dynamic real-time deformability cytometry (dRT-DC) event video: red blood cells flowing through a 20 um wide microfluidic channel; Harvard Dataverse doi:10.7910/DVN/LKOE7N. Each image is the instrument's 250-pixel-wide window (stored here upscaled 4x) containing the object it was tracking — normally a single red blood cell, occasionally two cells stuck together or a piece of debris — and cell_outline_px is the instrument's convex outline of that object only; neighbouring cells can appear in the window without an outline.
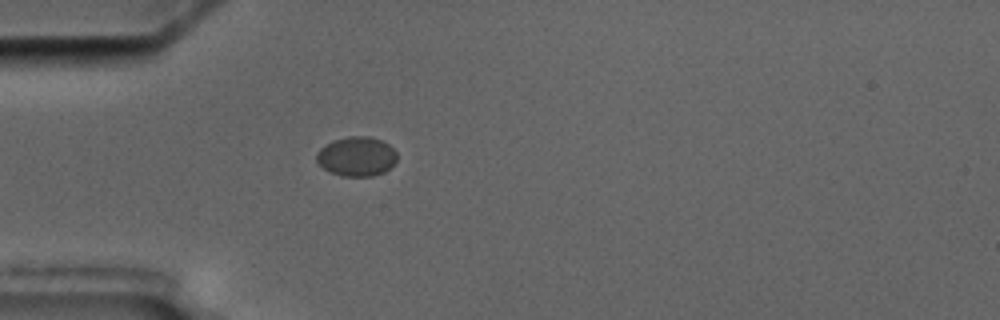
{"species": "common noctule bat (a hibernating species)", "species_latin": "Nyctalus noctula", "temperature_condition": "cold", "stored_images_in_passage": 1, "camera_frame_rate_fps": 3000, "um_per_image_px": 0.085, "animal": {"sex": "male", "body_mass_g": 17.5, "forearm_length_mm": 52.3}, "frame": {"image": 1, "passage_image": 1, "time_ms": 0.0, "image_size_px": [1000, 320], "cell_outline_px": [[396, 160], [384, 172], [372, 176], [340, 176], [324, 168], [316, 160], [316, 152], [320, 148], [332, 140], [348, 136], [368, 136], [380, 140], [388, 144], [396, 152]], "centroid_in_image_um": [30.29, 13.29], "position_along_channel_um": 54.7, "area_um2": 18.38}}